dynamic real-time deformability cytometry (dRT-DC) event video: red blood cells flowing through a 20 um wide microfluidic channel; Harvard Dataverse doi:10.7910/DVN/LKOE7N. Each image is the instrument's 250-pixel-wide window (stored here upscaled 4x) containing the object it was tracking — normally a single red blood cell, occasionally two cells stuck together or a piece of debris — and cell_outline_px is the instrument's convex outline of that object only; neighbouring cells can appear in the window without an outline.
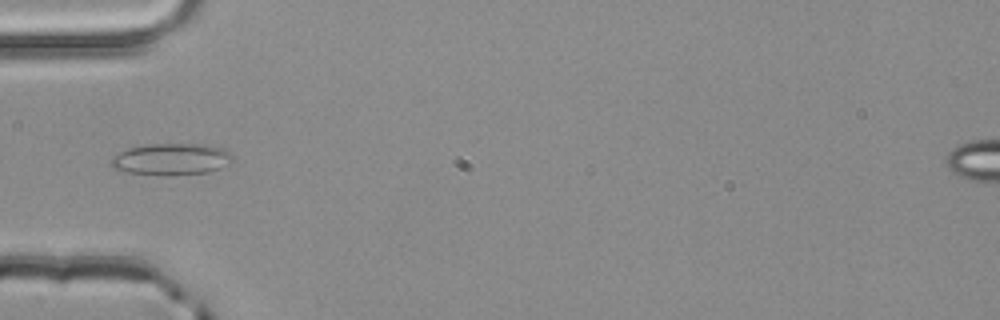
{"species": "common noctule bat (a hibernating species)", "species_latin": "Nyctalus noctula", "temperature_condition": "room temperature", "stored_images_in_passage": 4, "segment_of_instrument_passage": [2, 2], "camera_frame_rate_fps": 3000, "um_per_image_px": 0.085, "animal": {"sex": "male", "body_mass_g": 20.4}, "frame": {"image": 1, "passage_image": 4, "time_ms": 1.0, "image_size_px": [1000, 320], "cell_outline_px": [[232, 160], [220, 168], [208, 172], [168, 176], [164, 176], [128, 172], [116, 168], [108, 164], [108, 160], [112, 156], [128, 148], [152, 144], [204, 144], [220, 148], [228, 152], [232, 156]], "centroid_in_image_um": [14.51, 13.54], "position_along_channel_um": 70.5, "area_um2": 22.37}}